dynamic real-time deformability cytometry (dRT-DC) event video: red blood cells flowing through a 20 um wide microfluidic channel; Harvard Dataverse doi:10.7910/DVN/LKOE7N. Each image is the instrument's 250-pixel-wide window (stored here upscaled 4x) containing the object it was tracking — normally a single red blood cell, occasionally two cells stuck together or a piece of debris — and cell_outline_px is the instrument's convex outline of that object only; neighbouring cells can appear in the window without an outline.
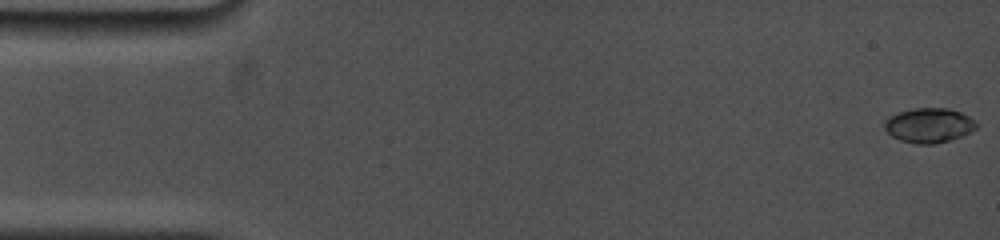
{"species": "common noctule bat (a hibernating species)", "species_latin": "Nyctalus noctula", "temperature_condition": "cold", "stored_images_in_passage": 8, "camera_frame_rate_fps": 5000, "um_per_image_px": 0.085, "animal": {"sex": "female", "body_mass_g": 19.0, "forearm_length_mm": 53.3}, "frame": {"image": 1, "passage_image": 1, "time_ms": 0.0, "image_size_px": [1000, 240], "cell_outline_px": [[976, 128], [960, 136], [936, 144], [916, 144], [900, 140], [892, 136], [884, 128], [884, 120], [896, 112], [912, 108], [948, 108], [960, 112], [976, 120]], "centroid_in_image_um": [78.92, 10.64], "position_along_channel_um": 6.1, "area_um2": 18.55}}
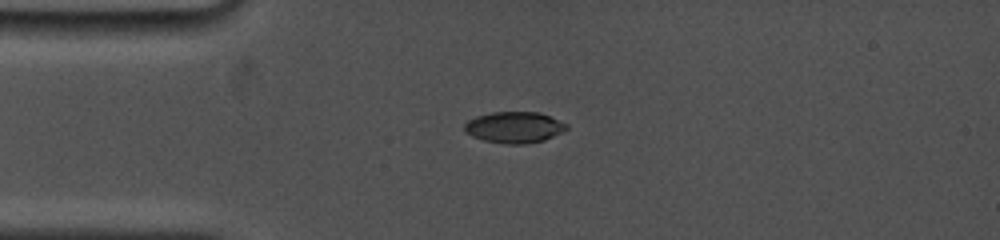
{"frame": {"image": 2, "passage_image": 6, "time_ms": 4.0, "image_size_px": [1000, 240], "cell_outline_px": [[568, 128], [564, 132], [544, 140], [524, 144], [504, 144], [484, 140], [472, 136], [464, 132], [464, 124], [468, 120], [476, 116], [492, 112], [540, 112], [568, 124]], "centroid_in_image_um": [43.72, 10.82], "position_along_channel_um": 41.3, "area_um2": 18.73}}